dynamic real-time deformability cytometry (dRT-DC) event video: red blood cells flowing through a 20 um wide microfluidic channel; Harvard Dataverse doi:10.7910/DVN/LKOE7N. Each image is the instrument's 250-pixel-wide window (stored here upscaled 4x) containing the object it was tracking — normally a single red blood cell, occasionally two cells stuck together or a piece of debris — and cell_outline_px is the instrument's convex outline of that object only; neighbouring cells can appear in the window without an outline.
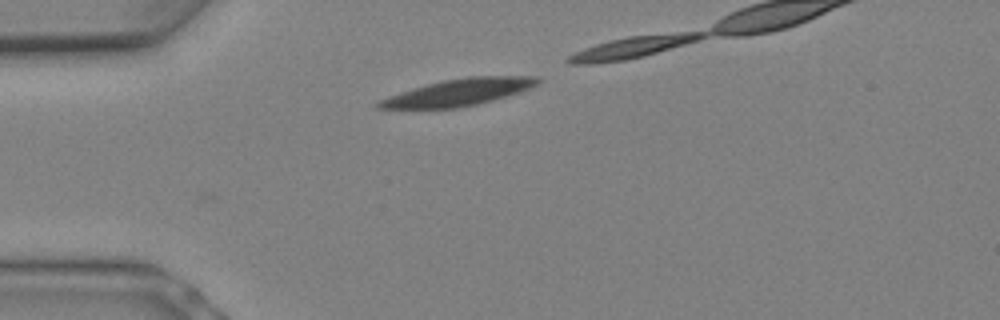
{"species": "Egyptian fruit bat (a non-hibernating species)", "species_latin": "Rousettus aegyptiacus", "temperature_condition": "warm", "stored_images_in_passage": 3, "camera_frame_rate_fps": 3000, "um_per_image_px": 0.085, "animal": {"sex": "female"}, "frame": {"image": 1, "passage_image": 3, "time_ms": 0.667, "image_size_px": [1000, 320], "cell_outline_px": [[544, 80], [540, 84], [532, 88], [520, 92], [492, 100], [476, 104], [456, 108], [376, 108], [376, 100], [412, 88], [444, 80], [468, 76], [540, 76]], "centroid_in_image_um": [39.04, 7.83], "position_along_channel_um": 46.0, "area_um2": 24.91}}